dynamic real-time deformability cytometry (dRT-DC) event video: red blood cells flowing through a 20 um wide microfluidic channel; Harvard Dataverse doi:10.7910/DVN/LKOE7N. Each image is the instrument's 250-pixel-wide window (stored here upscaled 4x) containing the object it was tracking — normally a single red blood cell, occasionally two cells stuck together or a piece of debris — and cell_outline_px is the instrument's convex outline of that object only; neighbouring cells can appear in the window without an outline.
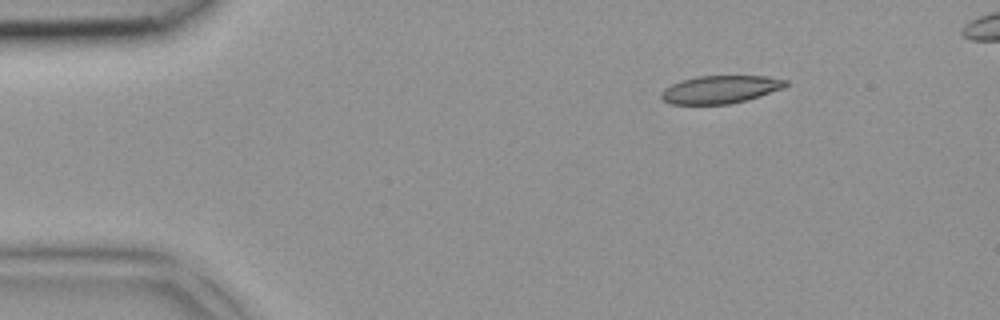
{"species": "common noctule bat (a hibernating species)", "species_latin": "Nyctalus noctula", "temperature_condition": "room temperature", "stored_images_in_passage": 4, "camera_frame_rate_fps": 3000, "um_per_image_px": 0.085, "animal": {"sex": "female", "body_mass_g": 18.4}, "frame": {"image": 1, "passage_image": 1, "time_ms": 0.0, "image_size_px": [1000, 320], "cell_outline_px": [[788, 84], [784, 88], [748, 100], [728, 104], [668, 104], [660, 96], [660, 92], [664, 88], [680, 80], [696, 76], [768, 76], [788, 80]], "centroid_in_image_um": [61.23, 7.6], "position_along_channel_um": 23.8, "area_um2": 20.4}}